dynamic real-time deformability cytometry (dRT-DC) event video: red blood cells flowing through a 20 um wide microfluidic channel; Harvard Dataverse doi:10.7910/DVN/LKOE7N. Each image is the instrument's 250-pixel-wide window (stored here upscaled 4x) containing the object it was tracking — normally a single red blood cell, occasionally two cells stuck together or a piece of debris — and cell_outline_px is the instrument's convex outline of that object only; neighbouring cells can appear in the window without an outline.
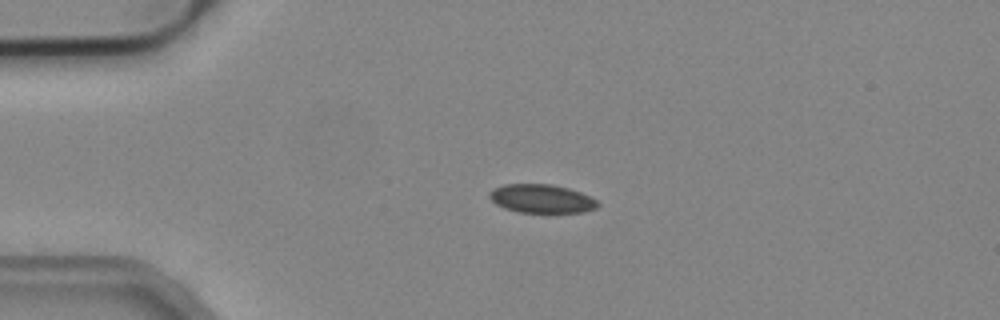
{"species": "common noctule bat (a hibernating species)", "species_latin": "Nyctalus noctula", "temperature_condition": "cold", "stored_images_in_passage": 3, "camera_frame_rate_fps": 3000, "um_per_image_px": 0.085, "animal": {"sex": "male", "body_mass_g": 19.2, "forearm_length_mm": 51.8}, "frame": {"image": 1, "passage_image": 3, "time_ms": 0.667, "image_size_px": [1000, 320], "cell_outline_px": [[600, 204], [596, 208], [584, 212], [520, 212], [504, 208], [496, 204], [488, 196], [496, 188], [504, 184], [552, 184], [568, 188], [580, 192], [596, 200]], "centroid_in_image_um": [46.05, 16.89], "position_along_channel_um": 38.9, "area_um2": 17.8}}